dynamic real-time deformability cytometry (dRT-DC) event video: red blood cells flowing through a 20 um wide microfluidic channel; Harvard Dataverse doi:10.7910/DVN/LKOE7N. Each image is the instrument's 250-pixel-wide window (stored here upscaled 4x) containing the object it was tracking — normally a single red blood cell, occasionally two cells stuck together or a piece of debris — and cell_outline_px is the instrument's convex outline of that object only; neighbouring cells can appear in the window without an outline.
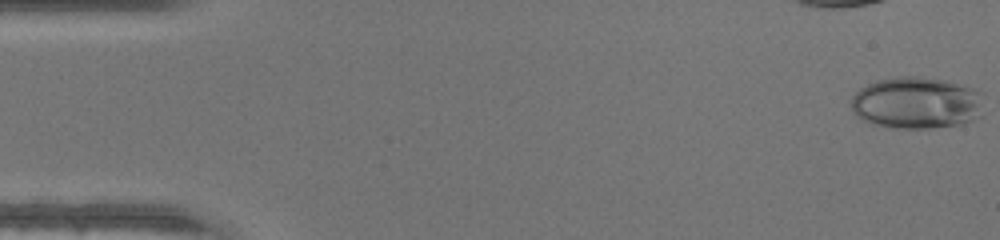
{"species": "human", "species_latin": "Homo sapiens", "temperature_condition": "warm", "stored_images_in_passage": 35, "camera_frame_rate_fps": 3000, "um_per_image_px": 0.085, "donor": {"sex": "male"}, "frame": {"image": 1, "passage_image": 1, "time_ms": 0.0, "image_size_px": [1000, 240], "cell_outline_px": [[984, 116], [960, 124], [932, 128], [892, 128], [872, 124], [856, 116], [852, 112], [852, 96], [860, 88], [876, 80], [896, 76], [920, 76], [944, 80], [976, 88], [984, 92]], "centroid_in_image_um": [77.98, 8.74], "position_along_channel_um": 7.0, "area_um2": 41.04}}